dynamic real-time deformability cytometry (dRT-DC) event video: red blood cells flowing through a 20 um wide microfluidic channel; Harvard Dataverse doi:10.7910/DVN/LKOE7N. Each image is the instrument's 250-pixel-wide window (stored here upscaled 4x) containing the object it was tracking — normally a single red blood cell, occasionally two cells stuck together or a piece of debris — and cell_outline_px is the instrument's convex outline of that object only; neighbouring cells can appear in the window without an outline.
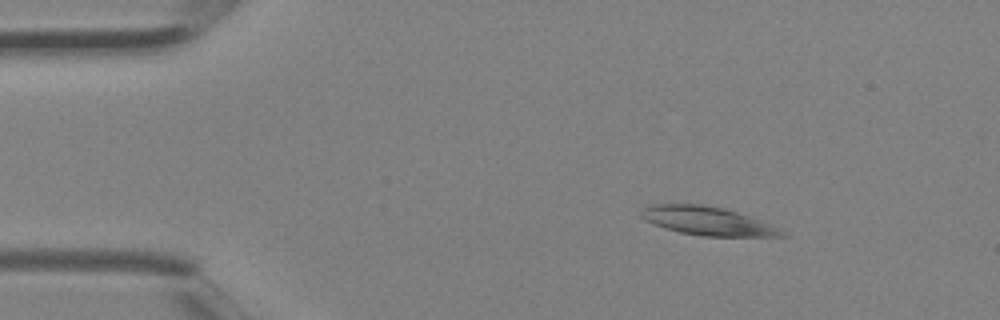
{"species": "Egyptian fruit bat (a non-hibernating species)", "species_latin": "Rousettus aegyptiacus", "temperature_condition": "room temperature", "stored_images_in_passage": 4, "camera_frame_rate_fps": 3000, "um_per_image_px": 0.085, "animal": {"sex": "female"}, "frame": {"image": 1, "passage_image": 2, "time_ms": 0.333, "image_size_px": [1000, 320], "cell_outline_px": [[788, 236], [700, 236], [680, 232], [664, 228], [644, 220], [640, 216], [640, 212], [644, 208], [652, 204], [704, 204], [724, 208], [748, 216], [768, 224], [784, 232]], "centroid_in_image_um": [60.06, 18.77], "position_along_channel_um": 24.9, "area_um2": 23.06}}
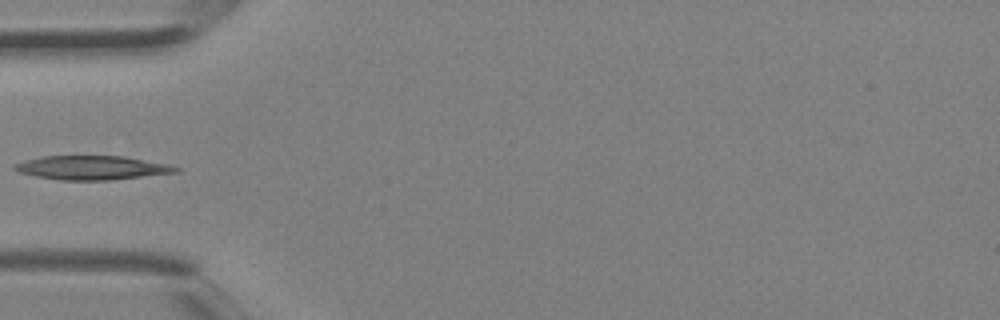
{"frame": {"image": 2, "passage_image": 4, "time_ms": 1.0, "image_size_px": [1000, 320], "cell_outline_px": [[180, 172], [112, 180], [60, 180], [36, 176], [20, 172], [12, 168], [12, 164], [24, 160], [40, 156], [124, 156], [168, 164], [180, 168]], "centroid_in_image_um": [7.81, 14.25], "position_along_channel_um": 77.2, "area_um2": 22.66}}